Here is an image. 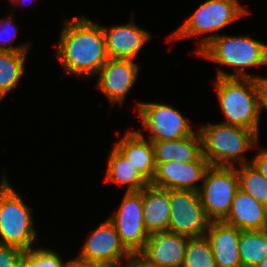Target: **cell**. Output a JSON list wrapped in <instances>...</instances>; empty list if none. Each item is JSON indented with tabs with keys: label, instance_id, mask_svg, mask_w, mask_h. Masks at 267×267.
Wrapping results in <instances>:
<instances>
[{
	"label": "cell",
	"instance_id": "1",
	"mask_svg": "<svg viewBox=\"0 0 267 267\" xmlns=\"http://www.w3.org/2000/svg\"><path fill=\"white\" fill-rule=\"evenodd\" d=\"M57 56L67 74L92 77L109 59L102 26L85 16L66 20Z\"/></svg>",
	"mask_w": 267,
	"mask_h": 267
},
{
	"label": "cell",
	"instance_id": "2",
	"mask_svg": "<svg viewBox=\"0 0 267 267\" xmlns=\"http://www.w3.org/2000/svg\"><path fill=\"white\" fill-rule=\"evenodd\" d=\"M197 52L200 56L226 66L234 67L236 73H227L219 70L217 77H251L258 79L261 76H252L244 71L247 67L265 65L267 44L253 39L250 36H228L208 34L200 40Z\"/></svg>",
	"mask_w": 267,
	"mask_h": 267
},
{
	"label": "cell",
	"instance_id": "3",
	"mask_svg": "<svg viewBox=\"0 0 267 267\" xmlns=\"http://www.w3.org/2000/svg\"><path fill=\"white\" fill-rule=\"evenodd\" d=\"M216 91L226 125L249 129L258 134L260 119L257 79L251 77H217Z\"/></svg>",
	"mask_w": 267,
	"mask_h": 267
},
{
	"label": "cell",
	"instance_id": "4",
	"mask_svg": "<svg viewBox=\"0 0 267 267\" xmlns=\"http://www.w3.org/2000/svg\"><path fill=\"white\" fill-rule=\"evenodd\" d=\"M202 140V155L210 166L234 167L250 163L243 154L257 145L258 134L249 129L223 123L210 124L198 130ZM256 143V144H255Z\"/></svg>",
	"mask_w": 267,
	"mask_h": 267
},
{
	"label": "cell",
	"instance_id": "5",
	"mask_svg": "<svg viewBox=\"0 0 267 267\" xmlns=\"http://www.w3.org/2000/svg\"><path fill=\"white\" fill-rule=\"evenodd\" d=\"M32 210L13 189L6 177L0 185V244L30 251L36 240Z\"/></svg>",
	"mask_w": 267,
	"mask_h": 267
},
{
	"label": "cell",
	"instance_id": "6",
	"mask_svg": "<svg viewBox=\"0 0 267 267\" xmlns=\"http://www.w3.org/2000/svg\"><path fill=\"white\" fill-rule=\"evenodd\" d=\"M201 181L198 192L207 217L211 221H223L239 189L236 166H210Z\"/></svg>",
	"mask_w": 267,
	"mask_h": 267
},
{
	"label": "cell",
	"instance_id": "7",
	"mask_svg": "<svg viewBox=\"0 0 267 267\" xmlns=\"http://www.w3.org/2000/svg\"><path fill=\"white\" fill-rule=\"evenodd\" d=\"M170 203L169 232L190 238L206 234L212 222L204 210L198 191L168 190Z\"/></svg>",
	"mask_w": 267,
	"mask_h": 267
},
{
	"label": "cell",
	"instance_id": "8",
	"mask_svg": "<svg viewBox=\"0 0 267 267\" xmlns=\"http://www.w3.org/2000/svg\"><path fill=\"white\" fill-rule=\"evenodd\" d=\"M246 13V9L238 0H207L169 36V40L215 33Z\"/></svg>",
	"mask_w": 267,
	"mask_h": 267
},
{
	"label": "cell",
	"instance_id": "9",
	"mask_svg": "<svg viewBox=\"0 0 267 267\" xmlns=\"http://www.w3.org/2000/svg\"><path fill=\"white\" fill-rule=\"evenodd\" d=\"M108 219L114 224L125 248L132 255H138L150 236L143 221L142 190L126 192L118 211Z\"/></svg>",
	"mask_w": 267,
	"mask_h": 267
},
{
	"label": "cell",
	"instance_id": "10",
	"mask_svg": "<svg viewBox=\"0 0 267 267\" xmlns=\"http://www.w3.org/2000/svg\"><path fill=\"white\" fill-rule=\"evenodd\" d=\"M142 126L149 130L150 141H172L195 134L190 122L170 105L161 103H138Z\"/></svg>",
	"mask_w": 267,
	"mask_h": 267
},
{
	"label": "cell",
	"instance_id": "11",
	"mask_svg": "<svg viewBox=\"0 0 267 267\" xmlns=\"http://www.w3.org/2000/svg\"><path fill=\"white\" fill-rule=\"evenodd\" d=\"M132 254L121 243L114 224L107 219L95 230L82 245L78 258L85 261L104 262L114 267L128 259Z\"/></svg>",
	"mask_w": 267,
	"mask_h": 267
},
{
	"label": "cell",
	"instance_id": "12",
	"mask_svg": "<svg viewBox=\"0 0 267 267\" xmlns=\"http://www.w3.org/2000/svg\"><path fill=\"white\" fill-rule=\"evenodd\" d=\"M138 67L133 59L109 58L97 72V87L106 95L112 106L114 103H123L136 81Z\"/></svg>",
	"mask_w": 267,
	"mask_h": 267
},
{
	"label": "cell",
	"instance_id": "13",
	"mask_svg": "<svg viewBox=\"0 0 267 267\" xmlns=\"http://www.w3.org/2000/svg\"><path fill=\"white\" fill-rule=\"evenodd\" d=\"M189 238L168 231L154 233L138 255L151 267H182Z\"/></svg>",
	"mask_w": 267,
	"mask_h": 267
},
{
	"label": "cell",
	"instance_id": "14",
	"mask_svg": "<svg viewBox=\"0 0 267 267\" xmlns=\"http://www.w3.org/2000/svg\"><path fill=\"white\" fill-rule=\"evenodd\" d=\"M208 162H168L156 165L151 185L161 189H180L199 191L201 185L196 182L203 180Z\"/></svg>",
	"mask_w": 267,
	"mask_h": 267
},
{
	"label": "cell",
	"instance_id": "15",
	"mask_svg": "<svg viewBox=\"0 0 267 267\" xmlns=\"http://www.w3.org/2000/svg\"><path fill=\"white\" fill-rule=\"evenodd\" d=\"M109 58L135 59L151 34L131 21L124 25L102 26Z\"/></svg>",
	"mask_w": 267,
	"mask_h": 267
},
{
	"label": "cell",
	"instance_id": "16",
	"mask_svg": "<svg viewBox=\"0 0 267 267\" xmlns=\"http://www.w3.org/2000/svg\"><path fill=\"white\" fill-rule=\"evenodd\" d=\"M242 230L223 221H212L205 236L210 241L217 267H242L239 238Z\"/></svg>",
	"mask_w": 267,
	"mask_h": 267
},
{
	"label": "cell",
	"instance_id": "17",
	"mask_svg": "<svg viewBox=\"0 0 267 267\" xmlns=\"http://www.w3.org/2000/svg\"><path fill=\"white\" fill-rule=\"evenodd\" d=\"M149 183L155 170V156L152 141L139 131H127L114 145Z\"/></svg>",
	"mask_w": 267,
	"mask_h": 267
},
{
	"label": "cell",
	"instance_id": "18",
	"mask_svg": "<svg viewBox=\"0 0 267 267\" xmlns=\"http://www.w3.org/2000/svg\"><path fill=\"white\" fill-rule=\"evenodd\" d=\"M223 222L242 231L267 229V207L238 189Z\"/></svg>",
	"mask_w": 267,
	"mask_h": 267
},
{
	"label": "cell",
	"instance_id": "19",
	"mask_svg": "<svg viewBox=\"0 0 267 267\" xmlns=\"http://www.w3.org/2000/svg\"><path fill=\"white\" fill-rule=\"evenodd\" d=\"M155 164L168 162H207L202 155V140L199 131L172 141H152Z\"/></svg>",
	"mask_w": 267,
	"mask_h": 267
},
{
	"label": "cell",
	"instance_id": "20",
	"mask_svg": "<svg viewBox=\"0 0 267 267\" xmlns=\"http://www.w3.org/2000/svg\"><path fill=\"white\" fill-rule=\"evenodd\" d=\"M143 221L149 235L169 232L170 203L167 189L149 184L142 189Z\"/></svg>",
	"mask_w": 267,
	"mask_h": 267
},
{
	"label": "cell",
	"instance_id": "21",
	"mask_svg": "<svg viewBox=\"0 0 267 267\" xmlns=\"http://www.w3.org/2000/svg\"><path fill=\"white\" fill-rule=\"evenodd\" d=\"M109 154L105 182L127 184L126 192L141 191L150 184L115 146Z\"/></svg>",
	"mask_w": 267,
	"mask_h": 267
},
{
	"label": "cell",
	"instance_id": "22",
	"mask_svg": "<svg viewBox=\"0 0 267 267\" xmlns=\"http://www.w3.org/2000/svg\"><path fill=\"white\" fill-rule=\"evenodd\" d=\"M242 267H254L267 257V229L242 231L239 238Z\"/></svg>",
	"mask_w": 267,
	"mask_h": 267
},
{
	"label": "cell",
	"instance_id": "23",
	"mask_svg": "<svg viewBox=\"0 0 267 267\" xmlns=\"http://www.w3.org/2000/svg\"><path fill=\"white\" fill-rule=\"evenodd\" d=\"M27 52H0V101L14 87L25 73Z\"/></svg>",
	"mask_w": 267,
	"mask_h": 267
},
{
	"label": "cell",
	"instance_id": "24",
	"mask_svg": "<svg viewBox=\"0 0 267 267\" xmlns=\"http://www.w3.org/2000/svg\"><path fill=\"white\" fill-rule=\"evenodd\" d=\"M240 166L236 168L239 189L267 207V179L251 163Z\"/></svg>",
	"mask_w": 267,
	"mask_h": 267
},
{
	"label": "cell",
	"instance_id": "25",
	"mask_svg": "<svg viewBox=\"0 0 267 267\" xmlns=\"http://www.w3.org/2000/svg\"><path fill=\"white\" fill-rule=\"evenodd\" d=\"M182 267H217L208 238H189Z\"/></svg>",
	"mask_w": 267,
	"mask_h": 267
},
{
	"label": "cell",
	"instance_id": "26",
	"mask_svg": "<svg viewBox=\"0 0 267 267\" xmlns=\"http://www.w3.org/2000/svg\"><path fill=\"white\" fill-rule=\"evenodd\" d=\"M67 264L56 252L43 248L25 251L21 259V267H67Z\"/></svg>",
	"mask_w": 267,
	"mask_h": 267
},
{
	"label": "cell",
	"instance_id": "27",
	"mask_svg": "<svg viewBox=\"0 0 267 267\" xmlns=\"http://www.w3.org/2000/svg\"><path fill=\"white\" fill-rule=\"evenodd\" d=\"M8 20H0V52H28V45L11 46L16 37V26L12 21L13 14L8 16ZM13 27V28H12ZM10 29H14L11 33ZM3 36L8 38H3ZM9 42V44H8ZM9 45V46H8ZM8 46V47H7Z\"/></svg>",
	"mask_w": 267,
	"mask_h": 267
},
{
	"label": "cell",
	"instance_id": "28",
	"mask_svg": "<svg viewBox=\"0 0 267 267\" xmlns=\"http://www.w3.org/2000/svg\"><path fill=\"white\" fill-rule=\"evenodd\" d=\"M24 254L21 248L0 244V267H21Z\"/></svg>",
	"mask_w": 267,
	"mask_h": 267
},
{
	"label": "cell",
	"instance_id": "29",
	"mask_svg": "<svg viewBox=\"0 0 267 267\" xmlns=\"http://www.w3.org/2000/svg\"><path fill=\"white\" fill-rule=\"evenodd\" d=\"M250 163L267 179V149L263 148Z\"/></svg>",
	"mask_w": 267,
	"mask_h": 267
},
{
	"label": "cell",
	"instance_id": "30",
	"mask_svg": "<svg viewBox=\"0 0 267 267\" xmlns=\"http://www.w3.org/2000/svg\"><path fill=\"white\" fill-rule=\"evenodd\" d=\"M67 263V267H114L113 265L108 263L85 261L78 257H76L74 260L68 261Z\"/></svg>",
	"mask_w": 267,
	"mask_h": 267
},
{
	"label": "cell",
	"instance_id": "31",
	"mask_svg": "<svg viewBox=\"0 0 267 267\" xmlns=\"http://www.w3.org/2000/svg\"><path fill=\"white\" fill-rule=\"evenodd\" d=\"M259 89L260 113L263 108L267 109V81L257 80Z\"/></svg>",
	"mask_w": 267,
	"mask_h": 267
},
{
	"label": "cell",
	"instance_id": "32",
	"mask_svg": "<svg viewBox=\"0 0 267 267\" xmlns=\"http://www.w3.org/2000/svg\"><path fill=\"white\" fill-rule=\"evenodd\" d=\"M126 261V264L120 263L116 267H151L139 255H132Z\"/></svg>",
	"mask_w": 267,
	"mask_h": 267
},
{
	"label": "cell",
	"instance_id": "33",
	"mask_svg": "<svg viewBox=\"0 0 267 267\" xmlns=\"http://www.w3.org/2000/svg\"><path fill=\"white\" fill-rule=\"evenodd\" d=\"M254 267H267V257L261 263L255 265Z\"/></svg>",
	"mask_w": 267,
	"mask_h": 267
},
{
	"label": "cell",
	"instance_id": "34",
	"mask_svg": "<svg viewBox=\"0 0 267 267\" xmlns=\"http://www.w3.org/2000/svg\"><path fill=\"white\" fill-rule=\"evenodd\" d=\"M267 64V51H266V54H265V65ZM257 80H266L267 81V77L264 78L263 76L258 78Z\"/></svg>",
	"mask_w": 267,
	"mask_h": 267
},
{
	"label": "cell",
	"instance_id": "35",
	"mask_svg": "<svg viewBox=\"0 0 267 267\" xmlns=\"http://www.w3.org/2000/svg\"><path fill=\"white\" fill-rule=\"evenodd\" d=\"M12 1V3H15V4H19V1H21V0H11ZM23 1V0H22ZM36 1V0H35ZM27 2V1H26Z\"/></svg>",
	"mask_w": 267,
	"mask_h": 267
}]
</instances>
